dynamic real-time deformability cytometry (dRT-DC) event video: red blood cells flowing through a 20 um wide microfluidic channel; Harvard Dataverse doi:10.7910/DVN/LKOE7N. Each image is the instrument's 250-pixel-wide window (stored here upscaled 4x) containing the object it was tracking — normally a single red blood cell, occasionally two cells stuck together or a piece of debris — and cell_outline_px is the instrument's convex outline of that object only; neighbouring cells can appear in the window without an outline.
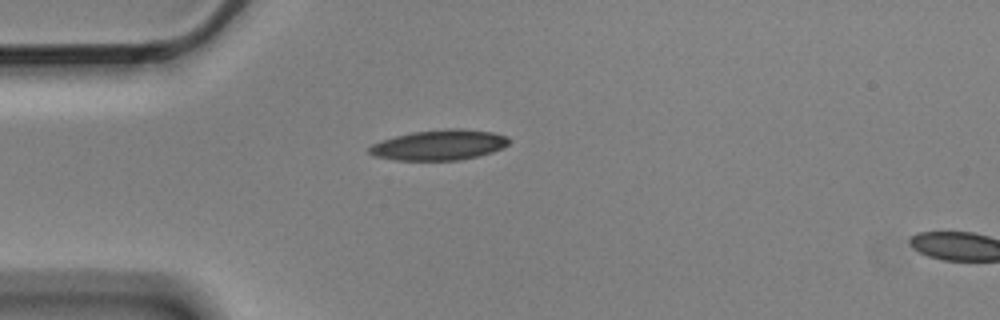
{"species": "Egyptian fruit bat (a non-hibernating species)", "species_latin": "Rousettus aegyptiacus", "temperature_condition": "cold", "stored_images_in_passage": 2, "camera_frame_rate_fps": 3000, "um_per_image_px": 0.085, "animal": {"sex": "male"}, "frame": {"image": 1, "passage_image": 2, "time_ms": 0.333, "image_size_px": [1000, 320], "cell_outline_px": [[508, 144], [504, 148], [492, 152], [460, 160], [396, 160], [372, 156], [368, 152], [368, 148], [372, 144], [396, 136], [412, 132], [448, 128], [464, 128], [492, 132], [508, 136]], "centroid_in_image_um": [37.34, 12.32], "position_along_channel_um": 47.7, "area_um2": 24.74}}